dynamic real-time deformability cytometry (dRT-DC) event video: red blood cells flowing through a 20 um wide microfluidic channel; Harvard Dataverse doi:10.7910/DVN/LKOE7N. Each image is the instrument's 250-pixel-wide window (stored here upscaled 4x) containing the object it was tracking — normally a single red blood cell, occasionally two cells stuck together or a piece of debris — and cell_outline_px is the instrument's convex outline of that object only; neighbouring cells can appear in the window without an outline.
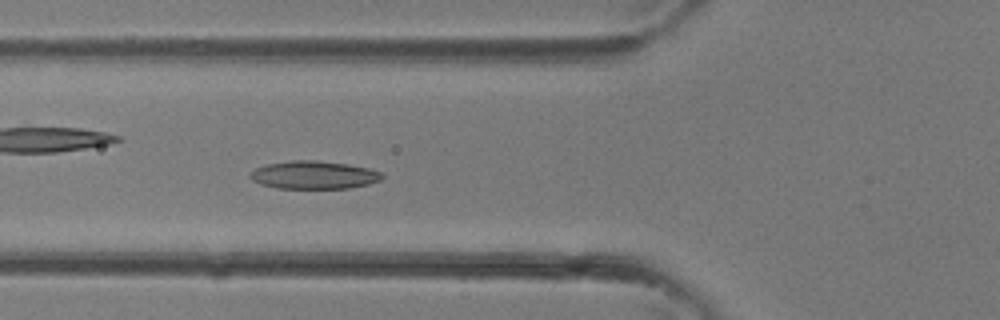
{"species": "common noctule bat (a hibernating species)", "species_latin": "Nyctalus noctula", "temperature_condition": "room temperature", "stored_images_in_passage": 35, "camera_frame_rate_fps": 3000, "um_per_image_px": 0.085, "animal": {"sex": "female"}, "frame": {"image": 1, "passage_image": 12, "time_ms": 3.667, "image_size_px": [1000, 320], "cell_outline_px": [[384, 176], [380, 180], [368, 184], [348, 188], [276, 188], [260, 184], [252, 180], [248, 176], [256, 168], [268, 164], [292, 160], [316, 160], [348, 164], [368, 168], [380, 172]], "centroid_in_image_um": [26.67, 14.87], "position_along_channel_um": 99.1, "area_um2": 21.39}}
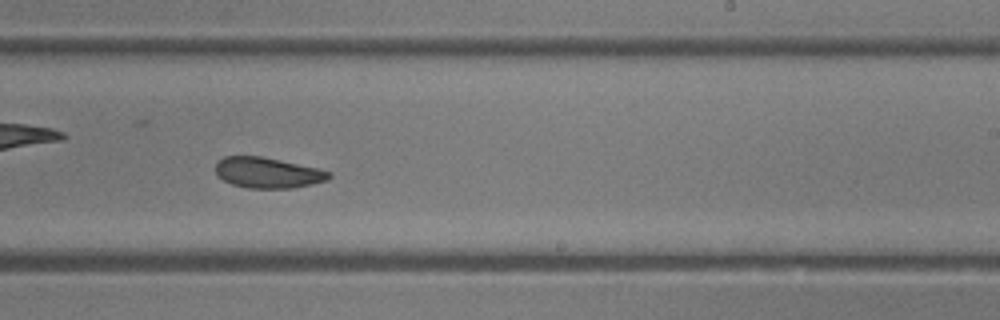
{"frame": {"image": 2, "passage_image": 21, "time_ms": 6.667, "image_size_px": [1000, 320], "cell_outline_px": [[332, 176], [328, 180], [312, 184], [292, 188], [248, 188], [232, 184], [216, 176], [216, 164], [224, 156], [260, 156], [320, 168], [332, 172]], "centroid_in_image_um": [22.79, 14.68], "position_along_channel_um": 266.2, "area_um2": 20.35}}
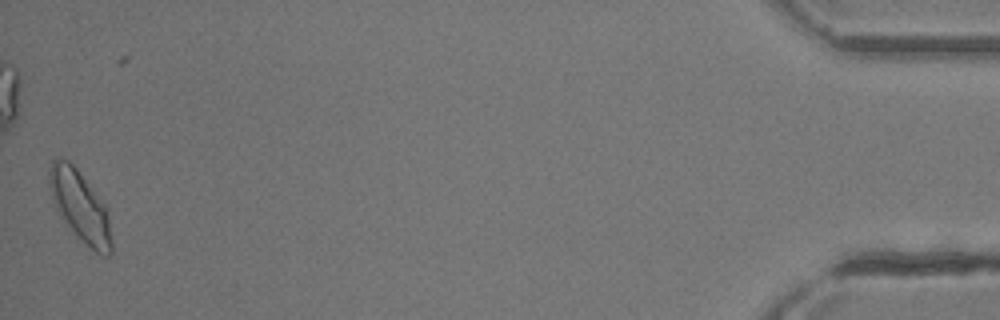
{"frame": {"image": 3, "passage_image": 35, "time_ms": 11.333, "image_size_px": [1000, 320], "cell_outline_px": [[112, 252], [108, 256], [100, 256], [60, 216], [56, 208], [48, 184], [48, 172], [52, 160], [56, 156], [68, 160], [76, 168], [104, 204], [108, 212], [112, 240]], "centroid_in_image_um": [6.81, 17.49], "position_along_channel_um": 428.4, "area_um2": 25.09}}